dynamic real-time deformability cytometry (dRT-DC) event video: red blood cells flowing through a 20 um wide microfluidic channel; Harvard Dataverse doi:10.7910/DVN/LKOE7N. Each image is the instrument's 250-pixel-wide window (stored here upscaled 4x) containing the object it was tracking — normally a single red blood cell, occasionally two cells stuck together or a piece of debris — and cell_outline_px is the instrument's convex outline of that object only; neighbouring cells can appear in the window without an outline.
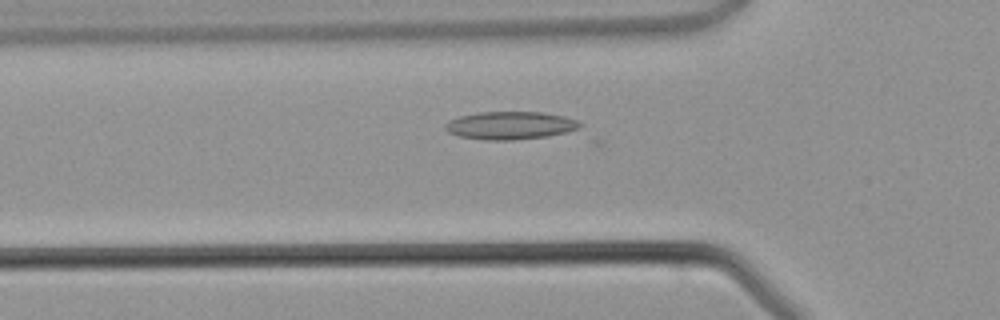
{"species": "common noctule bat (a hibernating species)", "species_latin": "Nyctalus noctula", "temperature_condition": "warm", "stored_images_in_passage": 28, "camera_frame_rate_fps": 3000, "um_per_image_px": 0.085, "animal": {"sex": "male", "body_mass_g": 21.5, "forearm_length_mm": 52.0}, "frame": {"image": 1, "passage_image": 2, "time_ms": 0.333, "image_size_px": [1000, 320], "cell_outline_px": [[584, 124], [580, 128], [548, 136], [512, 140], [484, 140], [460, 136], [448, 132], [444, 128], [444, 124], [448, 120], [460, 116], [480, 112], [544, 112], [564, 116], [576, 120]], "centroid_in_image_um": [43.36, 10.66], "position_along_channel_um": 82.4, "area_um2": 21.91}}
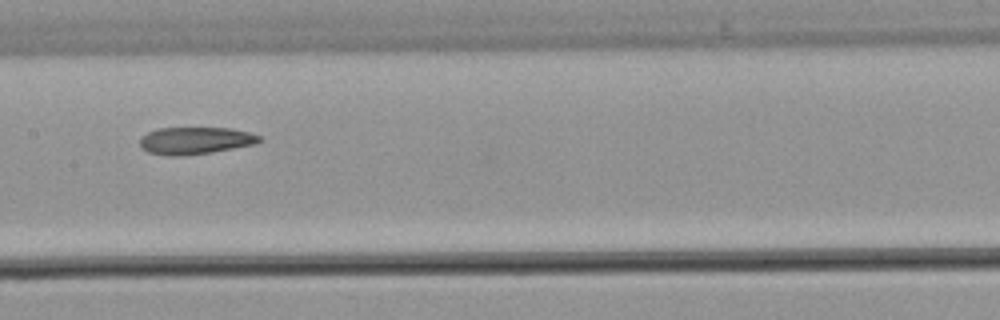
{"frame": {"image": 2, "passage_image": 9, "time_ms": 2.667, "image_size_px": [1000, 320], "cell_outline_px": [[264, 140], [256, 144], [212, 152], [184, 156], [168, 156], [148, 152], [140, 148], [140, 140], [148, 132], [160, 128], [232, 128], [248, 132], [260, 136]], "centroid_in_image_um": [16.62, 11.96], "position_along_channel_um": 190.8, "area_um2": 19.02}}
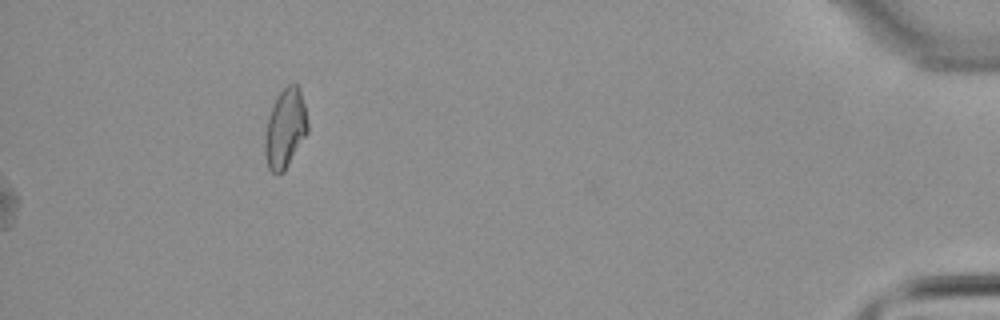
{"frame": {"image": 3, "passage_image": 28, "time_ms": 9.0, "image_size_px": [1000, 320], "cell_outline_px": [[308, 132], [284, 172], [276, 176], [268, 168], [264, 156], [264, 136], [268, 116], [280, 92], [288, 84], [296, 84], [300, 88], [304, 104], [308, 124]], "centroid_in_image_um": [24.23, 10.97], "position_along_channel_um": 411.0, "area_um2": 19.88}}